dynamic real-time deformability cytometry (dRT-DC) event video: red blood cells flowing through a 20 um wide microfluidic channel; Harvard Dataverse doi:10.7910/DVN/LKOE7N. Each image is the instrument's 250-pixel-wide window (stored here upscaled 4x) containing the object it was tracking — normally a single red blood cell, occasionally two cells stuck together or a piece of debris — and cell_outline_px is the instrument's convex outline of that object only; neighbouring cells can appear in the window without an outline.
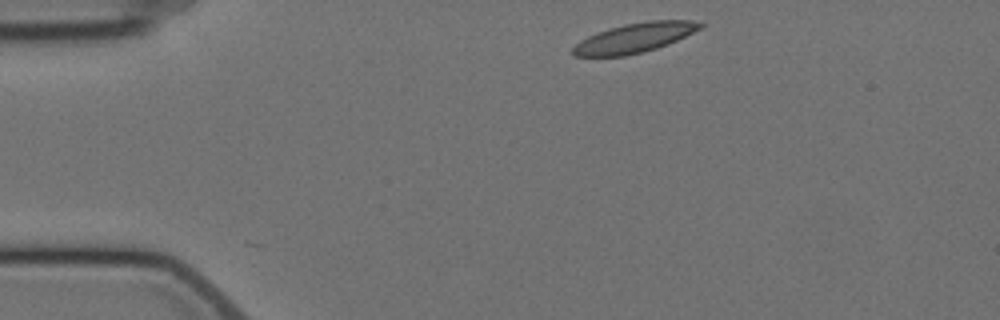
{"species": "Egyptian fruit bat (a non-hibernating species)", "species_latin": "Rousettus aegyptiacus", "temperature_condition": "cold", "stored_images_in_passage": 1, "camera_frame_rate_fps": 3000, "um_per_image_px": 0.085, "animal": {"sex": "female"}, "frame": {"image": 1, "passage_image": 1, "time_ms": 0.0, "image_size_px": [1000, 320], "cell_outline_px": [[704, 24], [700, 28], [668, 44], [656, 48], [624, 56], [576, 56], [572, 52], [572, 48], [580, 40], [596, 32], [608, 28], [624, 24], [648, 20], [692, 20]], "centroid_in_image_um": [53.9, 3.2], "position_along_channel_um": 31.1, "area_um2": 21.68}}